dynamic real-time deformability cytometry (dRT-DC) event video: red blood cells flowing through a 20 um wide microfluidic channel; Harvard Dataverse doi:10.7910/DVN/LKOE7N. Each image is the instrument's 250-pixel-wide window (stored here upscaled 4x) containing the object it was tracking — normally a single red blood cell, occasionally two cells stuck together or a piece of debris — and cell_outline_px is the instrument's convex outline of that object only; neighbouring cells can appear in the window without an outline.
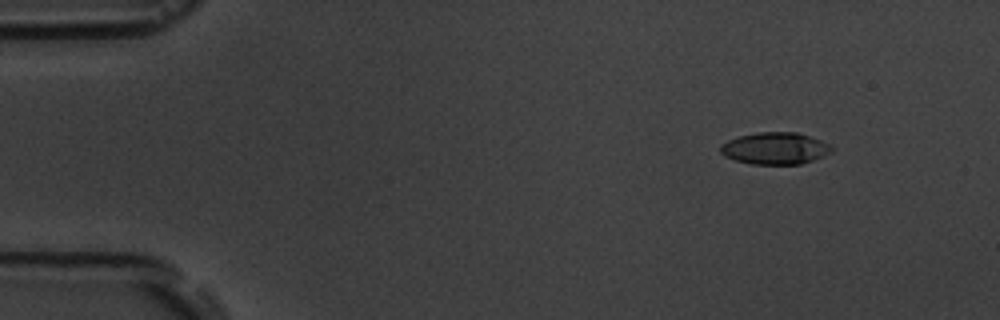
{"species": "common noctule bat (a hibernating species)", "species_latin": "Nyctalus noctula", "temperature_condition": "room temperature", "stored_images_in_passage": 3, "camera_frame_rate_fps": 3000, "um_per_image_px": 0.085, "animal": {"sex": "male", "body_mass_g": 19.5, "forearm_length_mm": 54.6}, "frame": {"image": 1, "passage_image": 1, "time_ms": 0.0, "image_size_px": [1000, 320], "cell_outline_px": [[832, 152], [824, 156], [800, 164], [752, 164], [736, 160], [724, 156], [720, 152], [720, 144], [728, 140], [740, 136], [756, 132], [796, 132], [820, 140], [828, 144], [832, 148]], "centroid_in_image_um": [65.86, 12.61], "position_along_channel_um": 19.1, "area_um2": 20.58}}
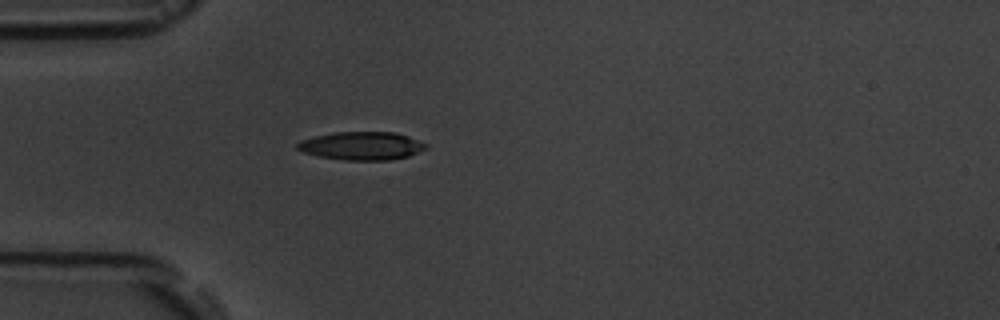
{"frame": {"image": 2, "passage_image": 3, "time_ms": 3.333, "image_size_px": [1000, 320], "cell_outline_px": [[428, 148], [408, 156], [388, 160], [348, 160], [316, 156], [304, 152], [296, 148], [296, 144], [300, 140], [312, 136], [332, 132], [396, 132], [408, 136], [428, 144]], "centroid_in_image_um": [30.72, 12.39], "position_along_channel_um": 54.3, "area_um2": 21.27}}